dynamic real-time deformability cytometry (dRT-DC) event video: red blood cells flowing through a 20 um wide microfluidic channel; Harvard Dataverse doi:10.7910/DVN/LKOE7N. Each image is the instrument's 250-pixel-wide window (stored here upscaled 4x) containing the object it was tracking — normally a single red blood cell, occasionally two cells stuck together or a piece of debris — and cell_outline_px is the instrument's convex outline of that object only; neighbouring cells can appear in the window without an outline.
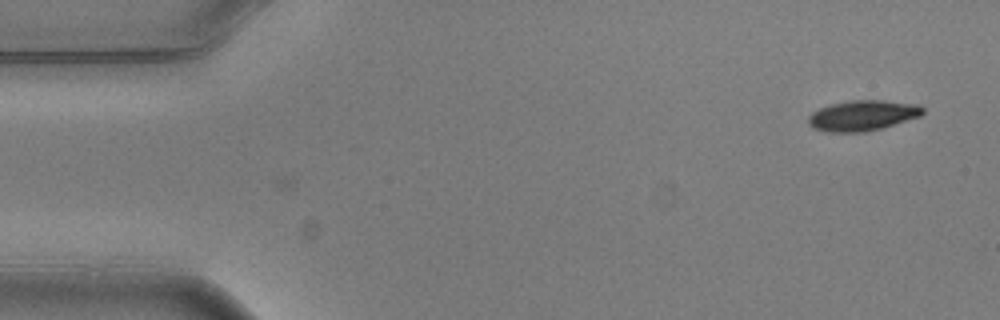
{"species": "common noctule bat (a hibernating species)", "species_latin": "Nyctalus noctula", "temperature_condition": "warm", "stored_images_in_passage": 5, "camera_frame_rate_fps": 3000, "um_per_image_px": 0.085, "animal": {"sex": "male", "body_mass_g": 20.5, "forearm_length_mm": 52.5}, "frame": {"image": 1, "passage_image": 1, "time_ms": 0.0, "image_size_px": [1000, 320], "cell_outline_px": [[924, 112], [920, 116], [880, 128], [864, 132], [828, 132], [812, 128], [808, 124], [808, 116], [812, 112], [820, 108], [832, 104], [852, 100], [884, 100], [920, 104], [924, 108]], "centroid_in_image_um": [73.31, 9.81], "position_along_channel_um": 11.7, "area_um2": 20.29}}
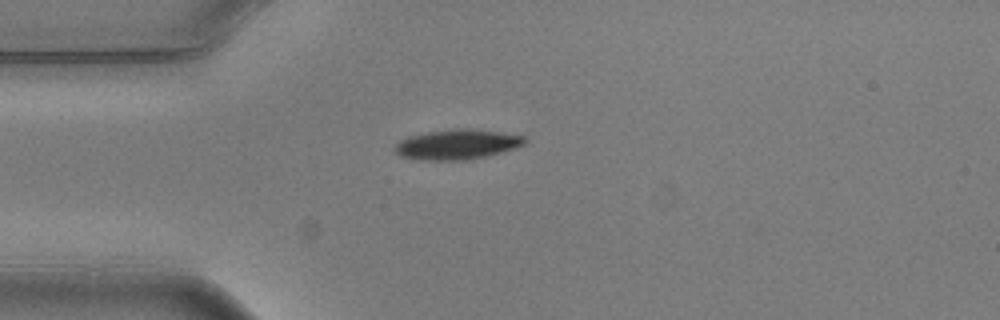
{"frame": {"image": 2, "passage_image": 4, "time_ms": 1.0, "image_size_px": [1000, 320], "cell_outline_px": [[528, 144], [516, 148], [468, 160], [420, 160], [400, 156], [392, 148], [400, 140], [408, 136], [428, 132], [460, 128], [472, 128], [500, 132], [524, 136], [528, 140]], "centroid_in_image_um": [38.87, 12.27], "position_along_channel_um": 46.1, "area_um2": 22.83}}